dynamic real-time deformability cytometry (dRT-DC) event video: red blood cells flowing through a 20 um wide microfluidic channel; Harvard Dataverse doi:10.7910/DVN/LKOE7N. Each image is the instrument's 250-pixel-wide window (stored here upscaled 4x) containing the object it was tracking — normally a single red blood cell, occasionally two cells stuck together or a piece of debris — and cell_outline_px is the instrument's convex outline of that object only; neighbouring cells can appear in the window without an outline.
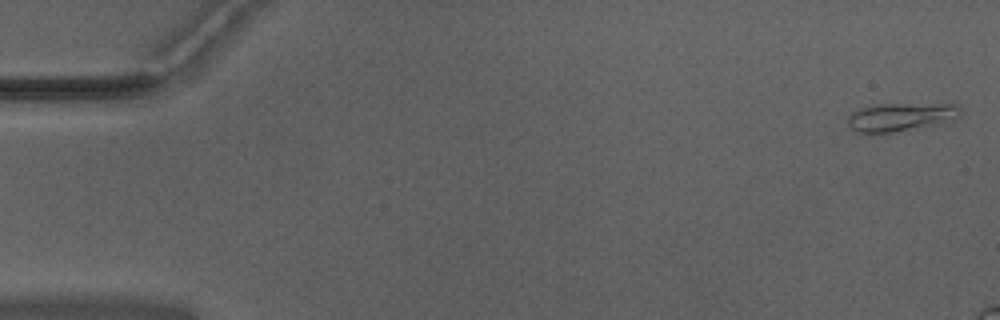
{"species": "Egyptian fruit bat (a non-hibernating species)", "species_latin": "Rousettus aegyptiacus", "temperature_condition": "warm", "stored_images_in_passage": 11, "camera_frame_rate_fps": 3000, "um_per_image_px": 0.085, "animal": {"sex": "male"}, "frame": {"image": 1, "passage_image": 1, "time_ms": 0.0, "image_size_px": [1000, 320], "cell_outline_px": [[964, 112], [956, 120], [948, 124], [892, 132], [856, 132], [848, 124], [848, 116], [852, 112], [860, 108], [872, 104], [952, 100], [960, 104]], "centroid_in_image_um": [76.85, 9.86], "position_along_channel_um": 8.2, "area_um2": 20.46}}